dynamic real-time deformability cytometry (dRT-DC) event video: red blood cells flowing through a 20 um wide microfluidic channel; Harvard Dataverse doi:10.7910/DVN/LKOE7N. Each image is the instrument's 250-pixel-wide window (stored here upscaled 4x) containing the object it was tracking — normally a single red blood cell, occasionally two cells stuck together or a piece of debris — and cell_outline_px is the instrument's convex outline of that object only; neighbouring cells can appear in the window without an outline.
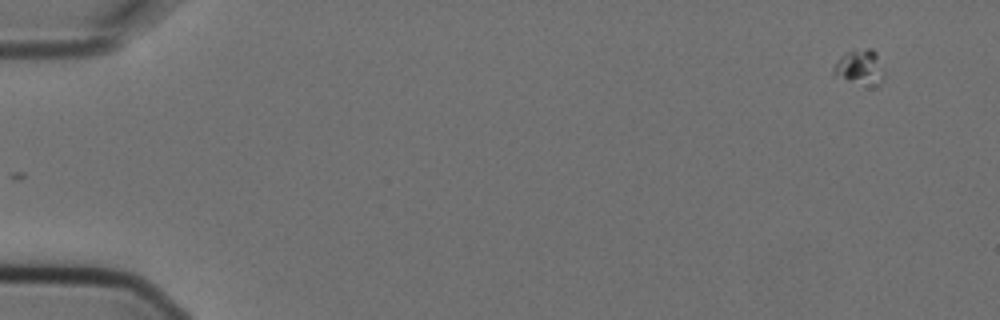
{"species": "Egyptian fruit bat (a non-hibernating species)", "species_latin": "Rousettus aegyptiacus", "temperature_condition": "cold", "stored_images_in_passage": 6, "segment_of_instrument_passage": [1, 2], "camera_frame_rate_fps": 3000, "um_per_image_px": 0.085, "animal": {"sex": "female"}, "frame": {"image": 1, "passage_image": 1, "time_ms": 0.0, "image_size_px": [1000, 320], "cell_outline_px": [[884, 80], [880, 84], [876, 84], [848, 80], [832, 76], [832, 68], [840, 56], [848, 52], [868, 48], [872, 48], [876, 52], [884, 68]], "centroid_in_image_um": [73.09, 5.69], "position_along_channel_um": 11.9, "area_um2": 10.17}}